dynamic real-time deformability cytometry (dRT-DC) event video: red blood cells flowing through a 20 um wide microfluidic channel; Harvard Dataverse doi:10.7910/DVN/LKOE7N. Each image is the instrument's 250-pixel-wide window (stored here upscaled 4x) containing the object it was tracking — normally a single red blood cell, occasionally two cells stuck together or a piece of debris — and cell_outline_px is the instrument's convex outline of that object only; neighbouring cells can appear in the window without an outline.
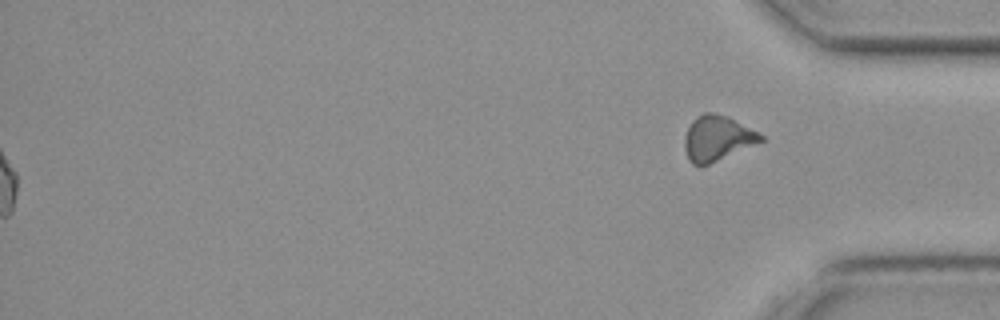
{"species": "common noctule bat (a hibernating species)", "species_latin": "Nyctalus noctula", "temperature_condition": "cold", "stored_images_in_passage": 48, "segment_of_instrument_passage": [2, 2], "camera_frame_rate_fps": 3000, "um_per_image_px": 0.085, "animal": {"sex": "female", "body_mass_g": 19.3, "forearm_length_mm": 54.1}, "frame": {"image": 1, "passage_image": 48, "time_ms": 15.667, "image_size_px": [1000, 320], "cell_outline_px": [[764, 140], [708, 164], [692, 164], [688, 160], [684, 148], [684, 136], [692, 120], [696, 116], [704, 112], [712, 112], [728, 116], [760, 132], [764, 136]], "centroid_in_image_um": [60.95, 11.71], "position_along_channel_um": 374.2, "area_um2": 20.0}}